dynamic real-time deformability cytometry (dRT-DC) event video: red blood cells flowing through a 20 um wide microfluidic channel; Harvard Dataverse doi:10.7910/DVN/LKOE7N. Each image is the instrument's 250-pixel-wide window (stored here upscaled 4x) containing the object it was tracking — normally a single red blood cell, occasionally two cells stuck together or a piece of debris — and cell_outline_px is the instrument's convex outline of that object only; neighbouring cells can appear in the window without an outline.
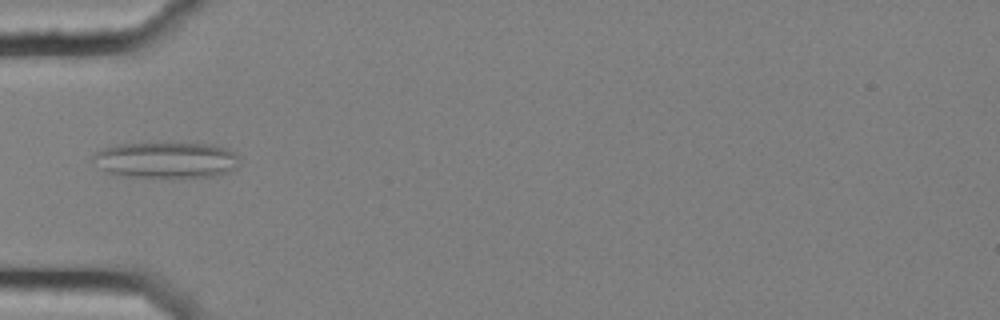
{"species": "common noctule bat (a hibernating species)", "species_latin": "Nyctalus noctula", "temperature_condition": "cold", "stored_images_in_passage": 27, "camera_frame_rate_fps": 3000, "um_per_image_px": 0.085, "animal": {"sex": "female", "body_mass_g": 25.1}, "frame": {"image": 1, "passage_image": 1, "time_ms": 0.0, "image_size_px": [1000, 320], "cell_outline_px": [[240, 164], [236, 168], [228, 172], [212, 176], [172, 180], [124, 176], [108, 172], [100, 168], [92, 160], [92, 156], [100, 148], [120, 144], [212, 144], [224, 148], [240, 156]], "centroid_in_image_um": [14.13, 13.65], "position_along_channel_um": 70.9, "area_um2": 31.5}}
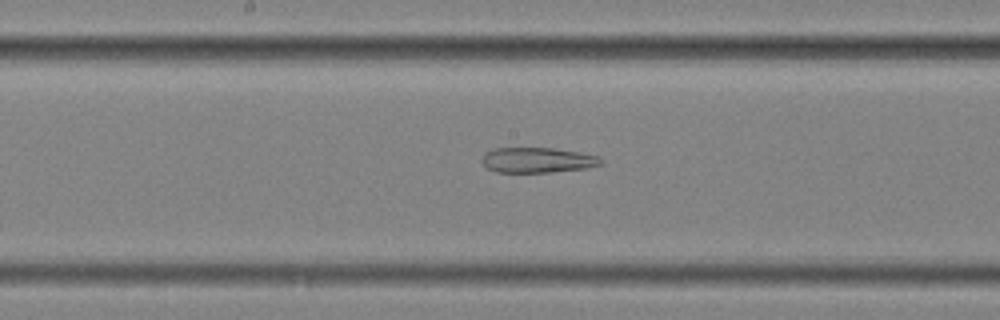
{"frame": {"image": 2, "passage_image": 12, "time_ms": 3.667, "image_size_px": [1000, 320], "cell_outline_px": [[604, 160], [600, 164], [588, 168], [548, 172], [496, 172], [488, 168], [480, 160], [484, 152], [496, 148], [556, 148], [580, 152], [600, 156]], "centroid_in_image_um": [45.7, 13.6], "position_along_channel_um": 202.5, "area_um2": 17.63}}
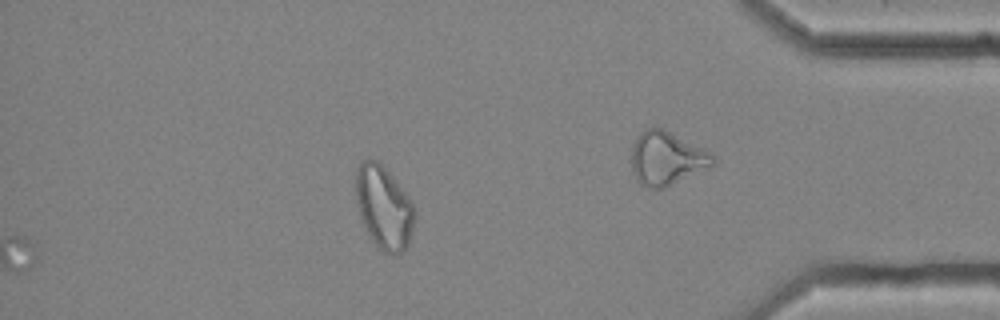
{"frame": {"image": 3, "passage_image": 27, "time_ms": 8.667, "image_size_px": [1000, 320], "cell_outline_px": [[416, 216], [412, 232], [408, 244], [400, 252], [392, 256], [376, 248], [364, 228], [356, 200], [356, 168], [368, 156], [380, 160], [396, 180], [408, 196], [416, 212]], "centroid_in_image_um": [32.62, 17.61], "position_along_channel_um": 402.6, "area_um2": 29.02}}